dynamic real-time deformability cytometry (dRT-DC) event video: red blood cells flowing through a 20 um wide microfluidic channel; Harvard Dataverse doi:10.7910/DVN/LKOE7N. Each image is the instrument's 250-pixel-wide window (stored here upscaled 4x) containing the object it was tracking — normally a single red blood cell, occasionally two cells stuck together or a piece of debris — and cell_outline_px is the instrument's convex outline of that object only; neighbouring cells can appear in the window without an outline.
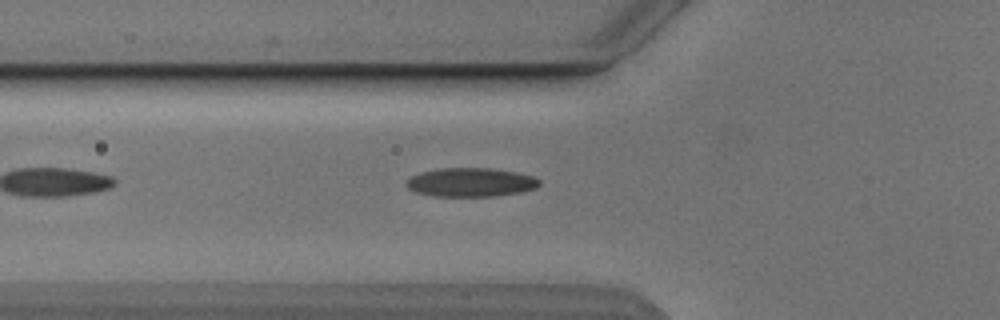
{"species": "Egyptian fruit bat (a non-hibernating species)", "species_latin": "Rousettus aegyptiacus", "temperature_condition": "cold", "stored_images_in_passage": 5, "camera_frame_rate_fps": 3000, "um_per_image_px": 0.085, "animal": {"sex": "male"}, "frame": {"image": 1, "passage_image": 5, "time_ms": 5.667, "image_size_px": [1000, 320], "cell_outline_px": [[540, 184], [536, 188], [520, 192], [496, 196], [436, 196], [416, 192], [408, 188], [404, 184], [412, 176], [420, 172], [440, 168], [488, 168], [516, 172], [532, 176], [540, 180]], "centroid_in_image_um": [40.01, 15.49], "position_along_channel_um": 85.8, "area_um2": 22.25}}